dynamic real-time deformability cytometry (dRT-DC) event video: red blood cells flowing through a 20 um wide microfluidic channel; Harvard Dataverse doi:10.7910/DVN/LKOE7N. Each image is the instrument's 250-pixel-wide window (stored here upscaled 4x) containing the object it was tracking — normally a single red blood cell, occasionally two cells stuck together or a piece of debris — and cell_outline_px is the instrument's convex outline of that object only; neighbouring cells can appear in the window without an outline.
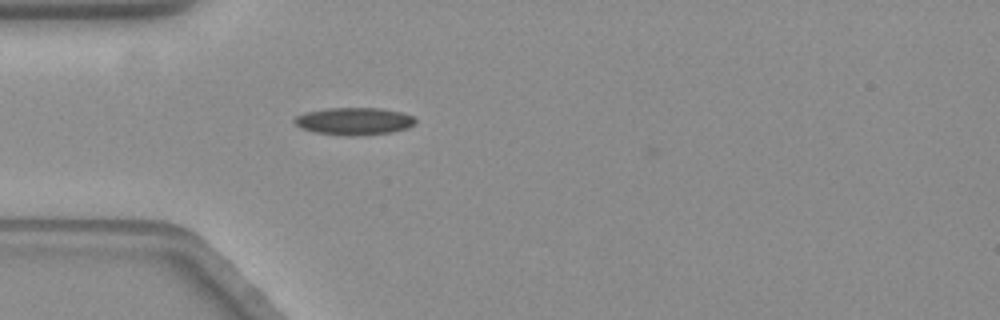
{"species": "common noctule bat (a hibernating species)", "species_latin": "Nyctalus noctula", "temperature_condition": "warm", "stored_images_in_passage": 11, "camera_frame_rate_fps": 3000, "um_per_image_px": 0.085, "animal": {"sex": "female", "body_mass_g": 19.3, "forearm_length_mm": 54.1}, "frame": {"image": 1, "passage_image": 10, "time_ms": 3.0, "image_size_px": [1000, 320], "cell_outline_px": [[416, 120], [408, 128], [392, 132], [360, 136], [348, 136], [312, 132], [300, 128], [292, 120], [296, 116], [304, 112], [324, 108], [380, 108], [400, 112], [412, 116]], "centroid_in_image_um": [30.04, 10.31], "position_along_channel_um": 55.0, "area_um2": 19.48}}